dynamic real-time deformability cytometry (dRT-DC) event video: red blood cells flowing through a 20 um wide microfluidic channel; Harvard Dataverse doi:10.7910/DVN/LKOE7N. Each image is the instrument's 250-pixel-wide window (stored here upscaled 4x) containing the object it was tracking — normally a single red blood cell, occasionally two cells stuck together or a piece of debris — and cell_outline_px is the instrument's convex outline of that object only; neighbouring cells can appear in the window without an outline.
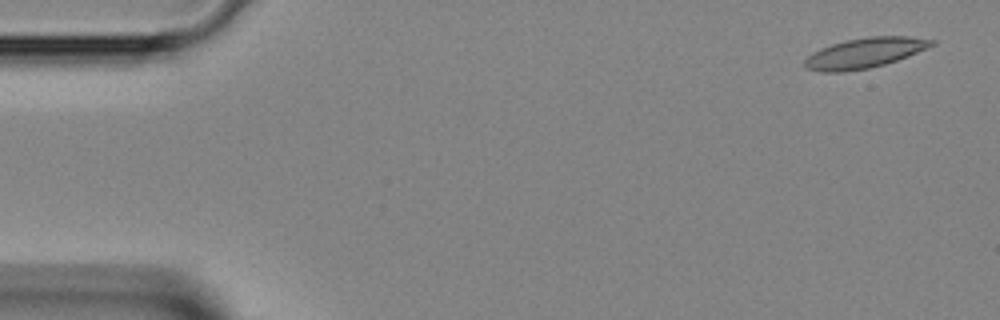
{"species": "Egyptian fruit bat (a non-hibernating species)", "species_latin": "Rousettus aegyptiacus", "temperature_condition": "room temperature", "stored_images_in_passage": 4, "camera_frame_rate_fps": 3000, "um_per_image_px": 0.085, "animal": {"sex": "female"}, "frame": {"image": 1, "passage_image": 1, "time_ms": 0.0, "image_size_px": [1000, 320], "cell_outline_px": [[936, 44], [908, 56], [884, 64], [868, 68], [844, 72], [820, 72], [808, 68], [804, 64], [804, 60], [812, 52], [820, 48], [832, 44], [848, 40], [868, 36], [908, 36], [936, 40]], "centroid_in_image_um": [73.5, 4.49], "position_along_channel_um": 11.5, "area_um2": 22.2}}